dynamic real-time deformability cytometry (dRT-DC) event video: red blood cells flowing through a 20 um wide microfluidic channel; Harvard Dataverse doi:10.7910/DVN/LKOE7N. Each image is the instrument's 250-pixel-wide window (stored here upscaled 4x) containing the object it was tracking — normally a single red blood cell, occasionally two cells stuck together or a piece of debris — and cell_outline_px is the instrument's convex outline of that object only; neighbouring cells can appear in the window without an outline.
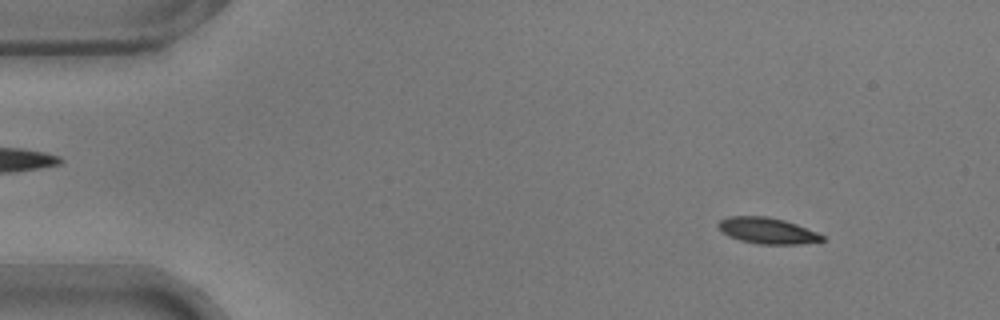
{"species": "common noctule bat (a hibernating species)", "species_latin": "Nyctalus noctula", "temperature_condition": "warm", "stored_images_in_passage": 54, "camera_frame_rate_fps": 3000, "um_per_image_px": 0.085, "animal": {"sex": "male", "body_mass_g": 17.9}, "frame": {"image": 1, "passage_image": 6, "time_ms": 1.667, "image_size_px": [1000, 320], "cell_outline_px": [[824, 240], [800, 244], [760, 244], [740, 240], [728, 236], [716, 224], [720, 220], [728, 216], [768, 216], [784, 220], [796, 224], [816, 232], [824, 236]], "centroid_in_image_um": [65.2, 19.6], "position_along_channel_um": 19.8, "area_um2": 15.66}}
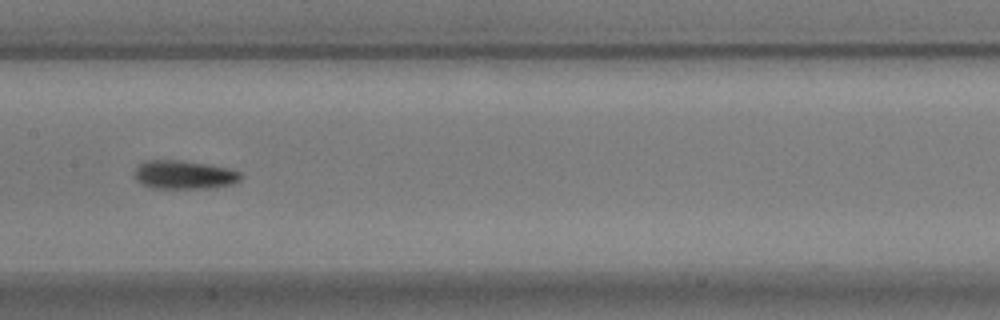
{"frame": {"image": 2, "passage_image": 27, "time_ms": 8.667, "image_size_px": [1000, 320], "cell_outline_px": [[240, 180], [232, 184], [208, 188], [152, 188], [136, 180], [132, 176], [136, 168], [140, 164], [148, 160], [180, 160], [208, 164], [228, 168], [240, 172]], "centroid_in_image_um": [15.62, 14.85], "position_along_channel_um": 191.8, "area_um2": 17.63}}
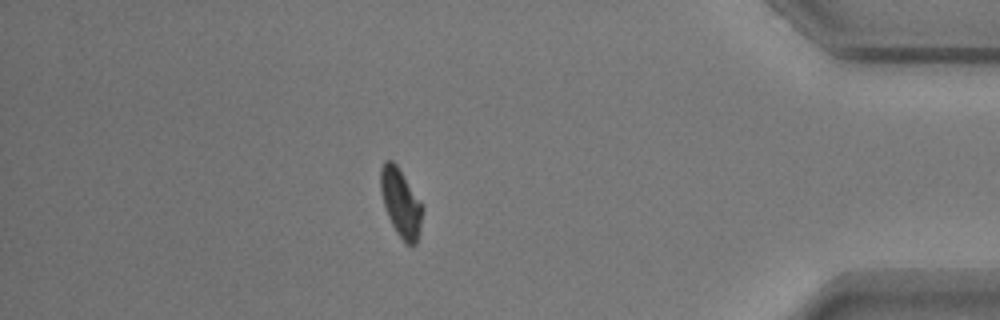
{"frame": {"image": 3, "passage_image": 47, "time_ms": 15.333, "image_size_px": [1000, 320], "cell_outline_px": [[424, 208], [420, 232], [416, 244], [408, 244], [396, 232], [388, 216], [380, 192], [380, 168], [384, 160], [392, 160], [396, 164]], "centroid_in_image_um": [34.06, 17.23], "position_along_channel_um": 401.1, "area_um2": 16.42}, "authors_computed_cell_mechanics": {"area_um2": 16.5886, "velocity_mm_per_s": 3.7246, "shape_relaxation_time_tau1_ms": 2.5447, "shape_relaxation_time_tau2_ms": 3.0968, "deformation_change_tau1": 0.1611, "deformation_change_tau2": 0.077}}